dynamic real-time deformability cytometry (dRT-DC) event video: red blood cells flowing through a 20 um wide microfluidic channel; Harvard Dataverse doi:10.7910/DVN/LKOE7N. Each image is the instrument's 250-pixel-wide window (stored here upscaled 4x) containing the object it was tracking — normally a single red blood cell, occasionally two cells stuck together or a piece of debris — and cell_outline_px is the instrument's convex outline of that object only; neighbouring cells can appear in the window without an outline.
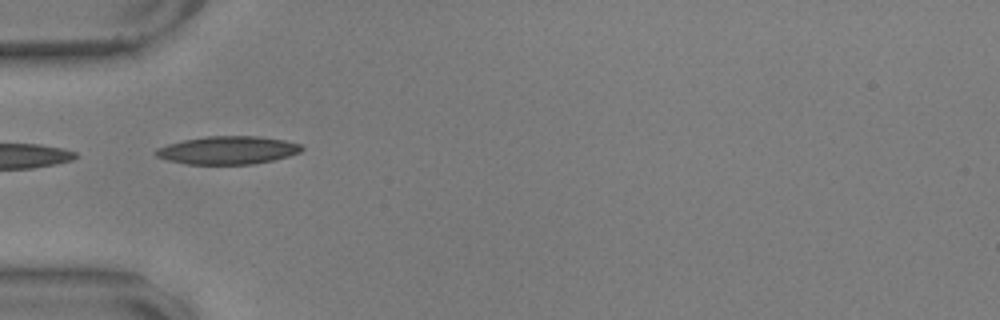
{"species": "common noctule bat (a hibernating species)", "species_latin": "Nyctalus noctula", "temperature_condition": "warm", "stored_images_in_passage": 19, "camera_frame_rate_fps": 3000, "um_per_image_px": 0.085, "animal": {"sex": "male", "body_mass_g": 17.9, "forearm_length_mm": 54.2}, "frame": {"image": 1, "passage_image": 1, "time_ms": 0.0, "image_size_px": [1000, 320], "cell_outline_px": [[304, 148], [300, 152], [288, 156], [272, 160], [252, 164], [188, 164], [168, 160], [156, 156], [156, 148], [168, 144], [184, 140], [204, 136], [260, 136], [284, 140], [300, 144]], "centroid_in_image_um": [19.37, 12.76], "position_along_channel_um": 65.6, "area_um2": 23.7}}